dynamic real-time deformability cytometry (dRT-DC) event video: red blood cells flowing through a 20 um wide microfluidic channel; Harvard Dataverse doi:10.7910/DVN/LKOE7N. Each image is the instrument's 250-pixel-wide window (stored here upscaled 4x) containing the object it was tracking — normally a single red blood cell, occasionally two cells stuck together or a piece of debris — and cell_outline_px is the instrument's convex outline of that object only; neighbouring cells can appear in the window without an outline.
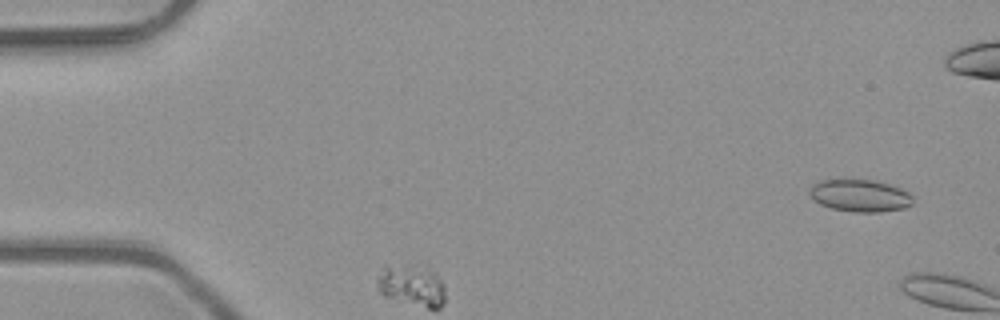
{"species": "common noctule bat (a hibernating species)", "species_latin": "Nyctalus noctula", "temperature_condition": "room temperature", "stored_images_in_passage": 3, "camera_frame_rate_fps": 3000, "um_per_image_px": 0.085, "animal": {"sex": "male", "body_mass_g": 23.1, "forearm_length_mm": 52.7}, "frame": {"image": 1, "passage_image": 1, "time_ms": 0.0, "image_size_px": [1000, 320], "cell_outline_px": [[912, 204], [904, 208], [880, 212], [852, 212], [832, 208], [820, 204], [812, 200], [808, 192], [812, 184], [820, 180], [876, 180], [900, 188], [908, 192], [912, 196]], "centroid_in_image_um": [73.07, 16.63], "position_along_channel_um": 11.9, "area_um2": 19.48}}